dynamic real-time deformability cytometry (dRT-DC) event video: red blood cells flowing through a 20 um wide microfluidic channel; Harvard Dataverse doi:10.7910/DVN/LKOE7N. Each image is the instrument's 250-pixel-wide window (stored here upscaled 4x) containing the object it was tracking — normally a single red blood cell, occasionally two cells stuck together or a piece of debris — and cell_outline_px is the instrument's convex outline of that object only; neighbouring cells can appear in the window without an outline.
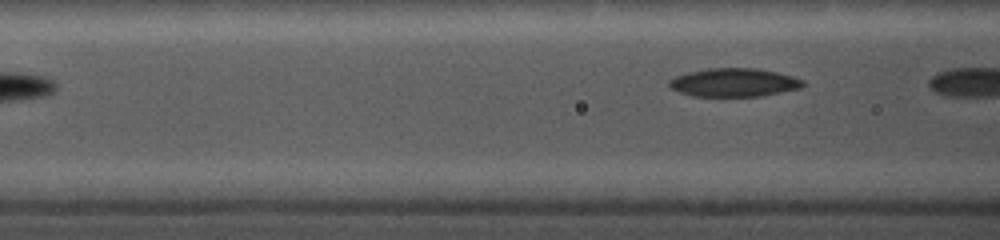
{"species": "common noctule bat (a hibernating species)", "species_latin": "Nyctalus noctula", "temperature_condition": "cold", "stored_images_in_passage": 20, "camera_frame_rate_fps": 5000, "um_per_image_px": 0.085, "animal": {"sex": "female", "body_mass_g": 19.0, "forearm_length_mm": 56.7}, "frame": {"image": 1, "passage_image": 4, "time_ms": 0.8, "image_size_px": [1000, 240], "cell_outline_px": [[808, 84], [800, 88], [760, 96], [692, 96], [680, 92], [672, 88], [668, 84], [668, 80], [676, 76], [688, 72], [708, 68], [756, 68], [776, 72], [792, 76], [804, 80]], "centroid_in_image_um": [62.4, 7.01], "position_along_channel_um": 104.2, "area_um2": 22.14}}
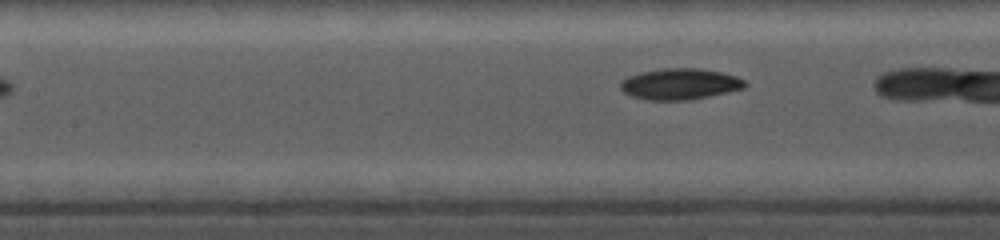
{"frame": {"image": 2, "passage_image": 9, "time_ms": 2.0, "image_size_px": [1000, 240], "cell_outline_px": [[748, 84], [744, 88], [728, 92], [692, 100], [648, 100], [632, 96], [624, 92], [620, 88], [620, 80], [628, 76], [640, 72], [664, 68], [700, 68], [720, 72], [736, 76], [744, 80]], "centroid_in_image_um": [57.79, 7.14], "position_along_channel_um": 149.6, "area_um2": 22.72}}